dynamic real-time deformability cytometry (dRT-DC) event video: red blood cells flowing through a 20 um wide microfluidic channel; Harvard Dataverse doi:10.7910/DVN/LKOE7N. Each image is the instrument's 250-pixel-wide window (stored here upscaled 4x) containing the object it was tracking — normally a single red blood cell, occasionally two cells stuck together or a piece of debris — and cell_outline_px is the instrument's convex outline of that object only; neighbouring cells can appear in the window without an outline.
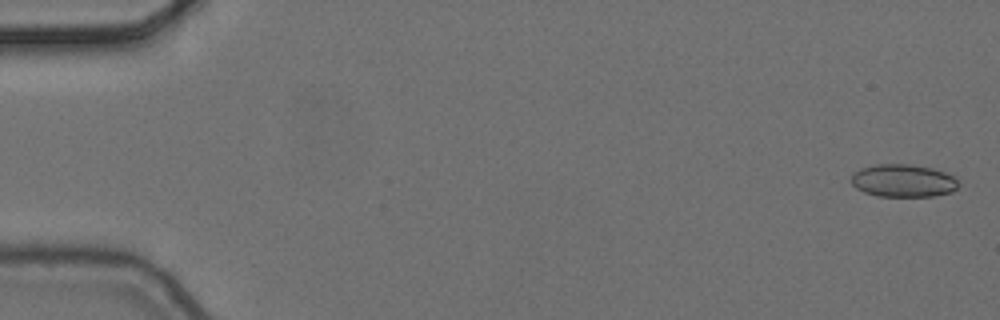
{"species": "common noctule bat (a hibernating species)", "species_latin": "Nyctalus noctula", "temperature_condition": "cold", "stored_images_in_passage": 5, "camera_frame_rate_fps": 3000, "um_per_image_px": 0.085, "animal": {"sex": "female", "body_mass_g": 24.6, "forearm_length_mm": 56.2}, "frame": {"image": 1, "passage_image": 1, "time_ms": 0.0, "image_size_px": [1000, 320], "cell_outline_px": [[960, 184], [952, 192], [932, 196], [876, 196], [864, 192], [856, 188], [852, 184], [852, 172], [860, 168], [876, 164], [908, 164], [932, 168], [944, 172], [952, 176]], "centroid_in_image_um": [76.74, 15.36], "position_along_channel_um": 8.3, "area_um2": 20.46}}
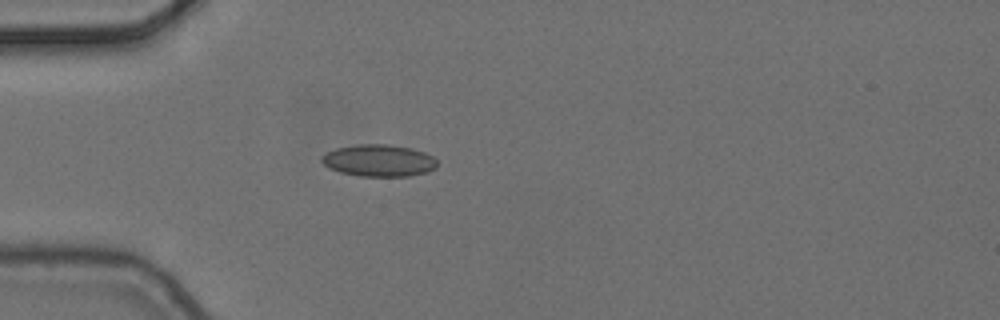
{"frame": {"image": 2, "passage_image": 5, "time_ms": 1.333, "image_size_px": [1000, 320], "cell_outline_px": [[436, 168], [428, 172], [408, 176], [360, 176], [340, 172], [328, 168], [320, 160], [320, 156], [336, 148], [360, 144], [388, 144], [412, 148], [424, 152], [432, 156], [436, 160]], "centroid_in_image_um": [32.19, 13.64], "position_along_channel_um": 52.8, "area_um2": 21.56}}